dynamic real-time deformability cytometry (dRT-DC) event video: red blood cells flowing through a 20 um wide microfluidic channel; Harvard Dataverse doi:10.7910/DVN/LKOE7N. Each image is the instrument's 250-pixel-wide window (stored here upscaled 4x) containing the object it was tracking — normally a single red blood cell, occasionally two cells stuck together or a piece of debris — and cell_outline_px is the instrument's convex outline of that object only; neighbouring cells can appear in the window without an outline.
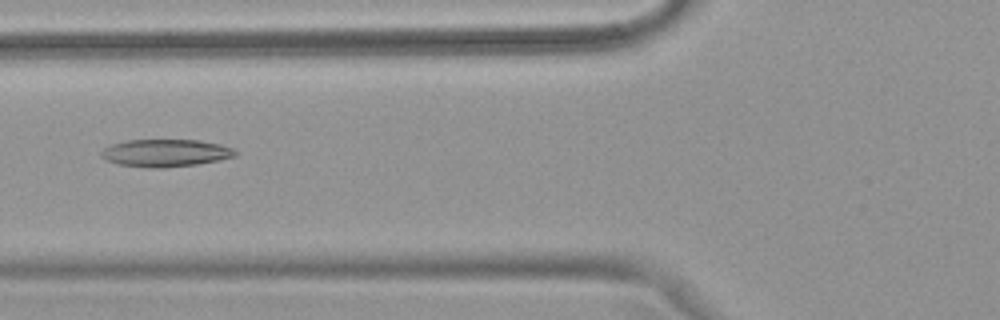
{"species": "common noctule bat (a hibernating species)", "species_latin": "Nyctalus noctula", "temperature_condition": "warm", "stored_images_in_passage": 45, "camera_frame_rate_fps": 3000, "um_per_image_px": 0.085, "animal": {"sex": "female", "body_mass_g": 18.4}, "frame": {"image": 1, "passage_image": 14, "time_ms": 4.333, "image_size_px": [1000, 320], "cell_outline_px": [[236, 156], [220, 160], [196, 164], [164, 168], [148, 168], [120, 164], [104, 160], [100, 156], [100, 152], [104, 148], [112, 144], [128, 140], [200, 140], [220, 144], [232, 148], [236, 152]], "centroid_in_image_um": [14.05, 13.0], "position_along_channel_um": 111.7, "area_um2": 21.5}}
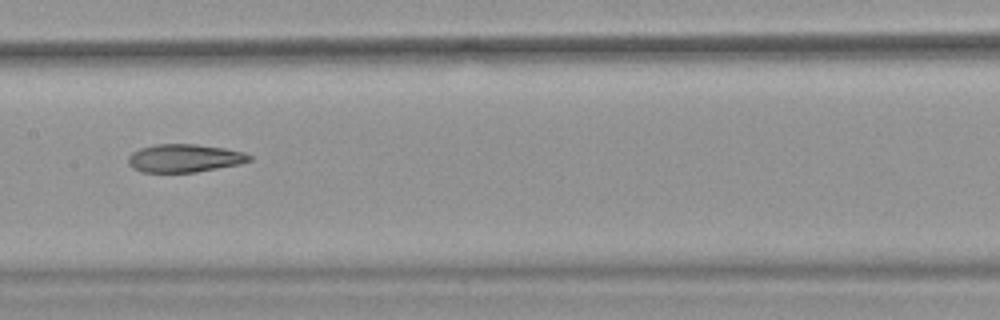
{"frame": {"image": 2, "passage_image": 20, "time_ms": 6.333, "image_size_px": [1000, 320], "cell_outline_px": [[252, 160], [240, 164], [196, 172], [140, 172], [132, 168], [128, 164], [128, 156], [132, 152], [140, 148], [156, 144], [196, 144], [224, 148], [244, 152], [252, 156]], "centroid_in_image_um": [15.67, 13.44], "position_along_channel_um": 191.7, "area_um2": 19.94}, "authors_computed_cell_mechanics": {"area_um2": 21.6172, "velocity_mm_per_s": 3.9929, "shape_relaxation_time_tau1_ms": null, "shape_relaxation_time_tau2_ms": 4.5195, "deformation_change_tau1": null, "deformation_change_tau2": 0.1378}}